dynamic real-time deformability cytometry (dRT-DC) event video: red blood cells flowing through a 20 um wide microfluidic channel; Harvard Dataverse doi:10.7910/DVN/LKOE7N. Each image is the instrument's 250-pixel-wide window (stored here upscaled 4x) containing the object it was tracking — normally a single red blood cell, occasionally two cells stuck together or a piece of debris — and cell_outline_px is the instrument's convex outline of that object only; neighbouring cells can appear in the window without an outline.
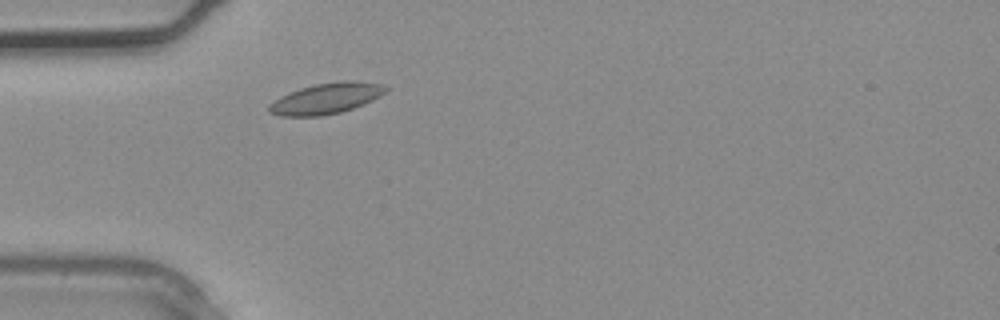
{"species": "common noctule bat (a hibernating species)", "species_latin": "Nyctalus noctula", "temperature_condition": "warm", "stored_images_in_passage": 4, "camera_frame_rate_fps": 3000, "um_per_image_px": 0.085, "animal": {"sex": "male", "body_mass_g": 20.4}, "frame": {"image": 1, "passage_image": 4, "time_ms": 1.0, "image_size_px": [1000, 320], "cell_outline_px": [[388, 88], [384, 92], [372, 100], [364, 104], [340, 112], [320, 116], [280, 116], [268, 112], [268, 104], [280, 96], [288, 92], [300, 88], [316, 84], [344, 80], [352, 80], [380, 84]], "centroid_in_image_um": [27.66, 8.37], "position_along_channel_um": 57.3, "area_um2": 20.81}}